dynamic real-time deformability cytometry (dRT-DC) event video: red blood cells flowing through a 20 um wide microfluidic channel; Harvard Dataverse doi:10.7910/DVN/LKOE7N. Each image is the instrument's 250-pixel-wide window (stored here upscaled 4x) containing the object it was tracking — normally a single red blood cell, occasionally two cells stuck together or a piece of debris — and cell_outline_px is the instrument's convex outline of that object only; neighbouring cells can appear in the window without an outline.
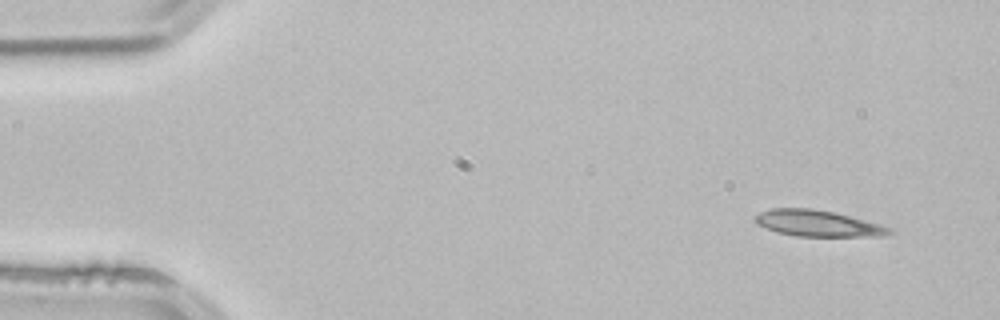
{"species": "common noctule bat (a hibernating species)", "species_latin": "Nyctalus noctula", "temperature_condition": "room temperature", "stored_images_in_passage": 3, "camera_frame_rate_fps": 3000, "um_per_image_px": 0.085, "animal": {"sex": "male", "body_mass_g": 21.5, "forearm_length_mm": 52.0}, "frame": {"image": 1, "passage_image": 1, "time_ms": 0.0, "image_size_px": [1000, 320], "cell_outline_px": [[896, 232], [884, 236], [796, 236], [776, 232], [756, 224], [756, 216], [760, 212], [772, 208], [808, 208], [832, 212], [880, 224], [892, 228]], "centroid_in_image_um": [69.53, 19.0], "position_along_channel_um": 15.5, "area_um2": 20.35}}